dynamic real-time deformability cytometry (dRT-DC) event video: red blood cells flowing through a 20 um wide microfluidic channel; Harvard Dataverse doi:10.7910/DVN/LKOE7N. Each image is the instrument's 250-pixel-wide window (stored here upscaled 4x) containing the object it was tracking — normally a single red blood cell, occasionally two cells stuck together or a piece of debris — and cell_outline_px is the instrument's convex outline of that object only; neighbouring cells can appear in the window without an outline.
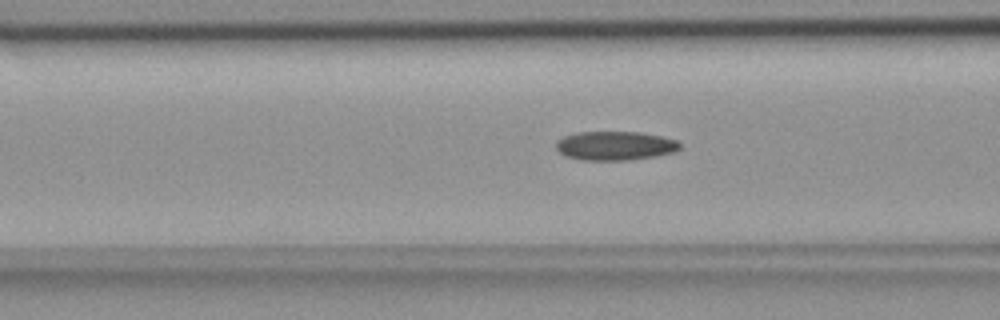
{"species": "common noctule bat (a hibernating species)", "species_latin": "Nyctalus noctula", "temperature_condition": "room temperature", "stored_images_in_passage": 52, "camera_frame_rate_fps": 3000, "um_per_image_px": 0.085, "animal": {"sex": "female", "body_mass_g": 18.4}, "frame": {"image": 1, "passage_image": 19, "time_ms": 6.0, "image_size_px": [1000, 320], "cell_outline_px": [[680, 148], [676, 152], [656, 156], [628, 160], [580, 160], [568, 156], [560, 152], [556, 148], [556, 140], [564, 136], [576, 132], [640, 132], [660, 136], [676, 140], [680, 144]], "centroid_in_image_um": [52.28, 12.39], "position_along_channel_um": 114.3, "area_um2": 20.92}}
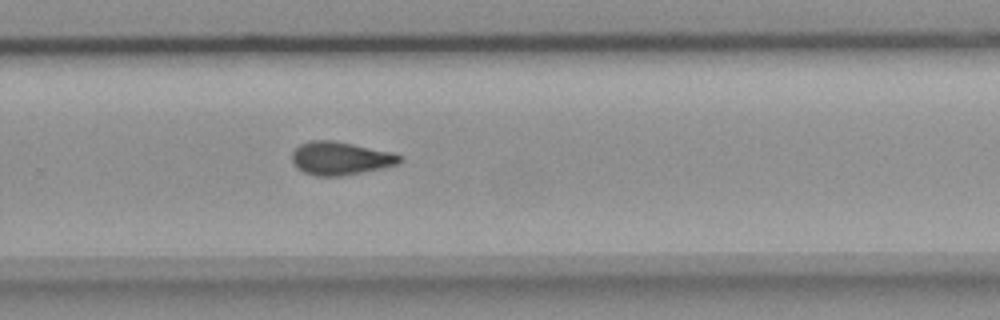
{"frame": {"image": 2, "passage_image": 34, "time_ms": 11.0, "image_size_px": [1000, 320], "cell_outline_px": [[404, 160], [400, 164], [384, 168], [344, 176], [316, 176], [304, 172], [292, 160], [292, 152], [300, 144], [312, 140], [332, 140], [392, 152], [404, 156]], "centroid_in_image_um": [29.01, 13.46], "position_along_channel_um": 300.8, "area_um2": 20.92}}
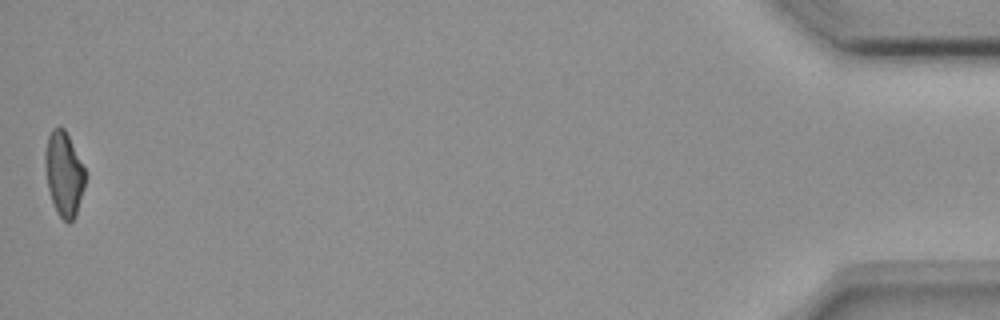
{"frame": {"image": 3, "passage_image": 52, "time_ms": 17.0, "image_size_px": [1000, 320], "cell_outline_px": [[88, 176], [76, 216], [68, 224], [56, 212], [48, 188], [44, 168], [44, 152], [48, 136], [52, 128], [60, 124], [64, 128]], "centroid_in_image_um": [5.43, 14.78], "position_along_channel_um": 429.8, "area_um2": 20.06}, "authors_computed_cell_mechanics": {"area_um2": 20.6057, "velocity_mm_per_s": 3.7415, "shape_relaxation_time_tau1_ms": null, "shape_relaxation_time_tau2_ms": 3.8847, "deformation_change_tau1": null, "deformation_change_tau2": 0.1058}}